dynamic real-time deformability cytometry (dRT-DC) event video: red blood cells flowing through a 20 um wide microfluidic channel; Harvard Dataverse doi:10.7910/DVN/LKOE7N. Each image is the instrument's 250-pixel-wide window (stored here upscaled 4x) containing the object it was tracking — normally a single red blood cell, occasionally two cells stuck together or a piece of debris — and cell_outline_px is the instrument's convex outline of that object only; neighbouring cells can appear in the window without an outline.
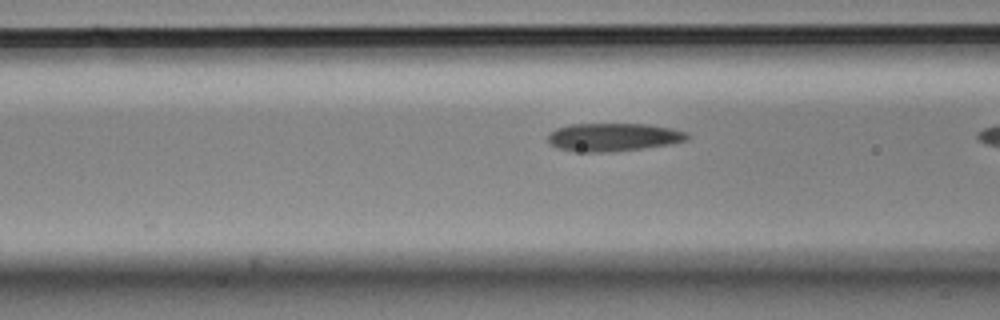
{"species": "Egyptian fruit bat (a non-hibernating species)", "species_latin": "Rousettus aegyptiacus", "temperature_condition": "cold", "stored_images_in_passage": 19, "camera_frame_rate_fps": 3000, "um_per_image_px": 0.085, "animal": {"sex": "male"}, "frame": {"image": 1, "passage_image": 17, "time_ms": 5.333, "image_size_px": [1000, 320], "cell_outline_px": [[688, 140], [668, 144], [612, 152], [572, 152], [556, 148], [548, 140], [548, 132], [556, 128], [568, 124], [648, 124], [672, 128], [688, 132]], "centroid_in_image_um": [52.08, 11.65], "position_along_channel_um": 114.5, "area_um2": 23.0}}